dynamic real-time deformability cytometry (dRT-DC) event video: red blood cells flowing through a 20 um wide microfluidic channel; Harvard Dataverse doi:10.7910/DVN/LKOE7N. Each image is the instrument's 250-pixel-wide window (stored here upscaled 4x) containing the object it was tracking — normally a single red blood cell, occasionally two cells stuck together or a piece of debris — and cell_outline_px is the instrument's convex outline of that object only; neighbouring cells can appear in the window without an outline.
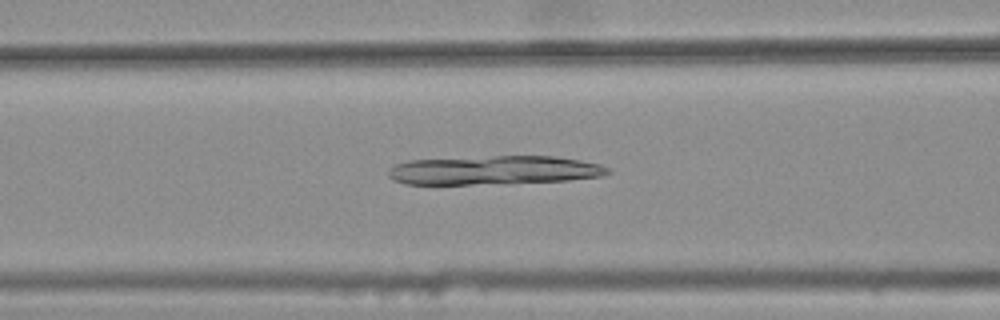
{"species": "common noctule bat (a hibernating species)", "species_latin": "Nyctalus noctula", "temperature_condition": "warm", "stored_images_in_passage": 35, "camera_frame_rate_fps": 3000, "um_per_image_px": 0.085, "animal": {"sex": "female", "body_mass_g": 25.1}, "frame": {"image": 1, "passage_image": 11, "time_ms": 3.333, "image_size_px": [1000, 320], "cell_outline_px": [[612, 172], [600, 176], [568, 180], [472, 184], [404, 184], [392, 180], [388, 176], [388, 168], [396, 164], [408, 160], [492, 156], [556, 156], [580, 160], [600, 164], [608, 168]], "centroid_in_image_um": [41.94, 14.46], "position_along_channel_um": 124.7, "area_um2": 36.82}}
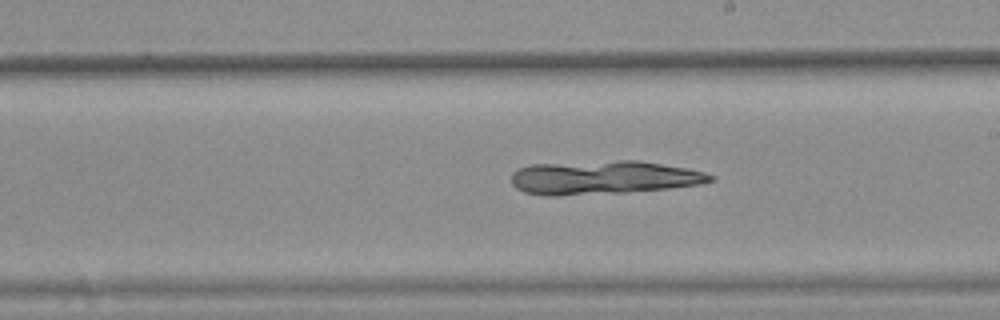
{"frame": {"image": 2, "passage_image": 20, "time_ms": 6.333, "image_size_px": [1000, 320], "cell_outline_px": [[716, 180], [704, 184], [668, 188], [624, 192], [556, 196], [544, 196], [524, 192], [516, 188], [512, 184], [512, 172], [520, 168], [532, 164], [620, 160], [640, 160], [688, 168], [704, 172], [716, 176]], "centroid_in_image_um": [51.33, 15.09], "position_along_channel_um": 237.7, "area_um2": 39.3}}
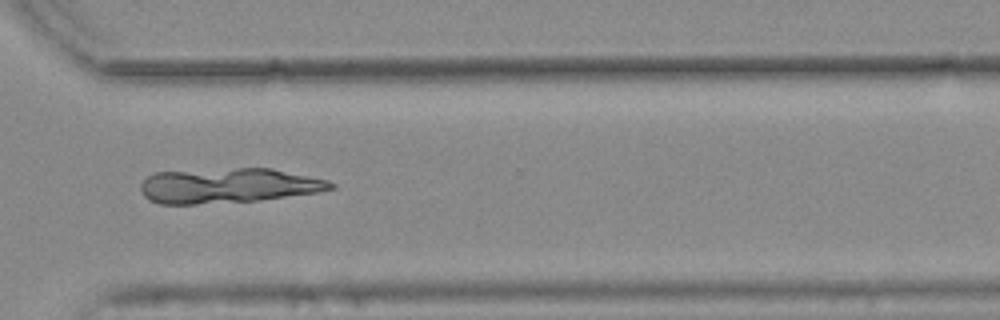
{"frame": {"image": 3, "passage_image": 29, "time_ms": 9.333, "image_size_px": [1000, 320], "cell_outline_px": [[336, 188], [320, 192], [256, 200], [196, 204], [160, 204], [144, 196], [140, 188], [140, 184], [148, 176], [156, 172], [236, 168], [272, 168], [328, 180], [336, 184]], "centroid_in_image_um": [19.43, 15.77], "position_along_channel_um": 351.2, "area_um2": 38.55}}